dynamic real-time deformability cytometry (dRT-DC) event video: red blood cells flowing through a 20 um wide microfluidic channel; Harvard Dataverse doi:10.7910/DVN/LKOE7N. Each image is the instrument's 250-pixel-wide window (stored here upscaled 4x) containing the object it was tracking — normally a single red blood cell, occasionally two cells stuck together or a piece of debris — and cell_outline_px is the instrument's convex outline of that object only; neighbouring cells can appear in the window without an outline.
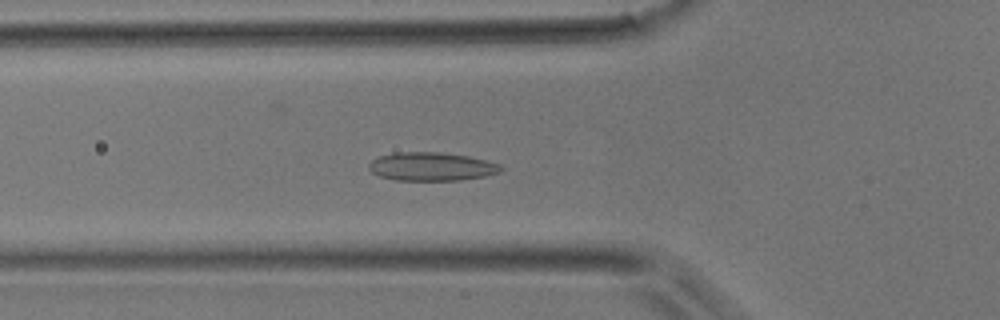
{"species": "common noctule bat (a hibernating species)", "species_latin": "Nyctalus noctula", "temperature_condition": "room temperature", "stored_images_in_passage": 46, "camera_frame_rate_fps": 3000, "um_per_image_px": 0.085, "animal": {"sex": "male", "body_mass_g": 17.9}, "frame": {"image": 1, "passage_image": 14, "time_ms": 4.333, "image_size_px": [1000, 320], "cell_outline_px": [[504, 168], [500, 172], [484, 176], [460, 180], [396, 180], [380, 176], [372, 172], [368, 168], [368, 164], [372, 160], [380, 156], [396, 152], [440, 152], [468, 156], [500, 164]], "centroid_in_image_um": [36.68, 14.15], "position_along_channel_um": 89.1, "area_um2": 21.79}}
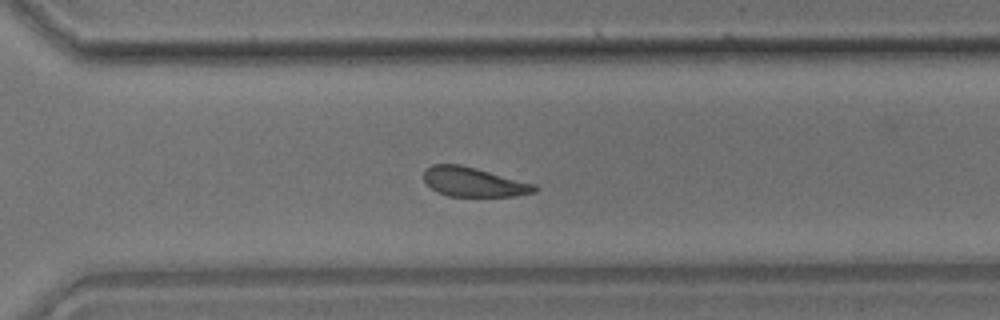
{"frame": {"image": 2, "passage_image": 31, "time_ms": 10.0, "image_size_px": [1000, 320], "cell_outline_px": [[536, 192], [516, 196], [448, 196], [436, 192], [424, 180], [424, 168], [432, 164], [460, 164], [476, 168], [536, 184]], "centroid_in_image_um": [40.24, 15.46], "position_along_channel_um": 330.4, "area_um2": 19.02}}
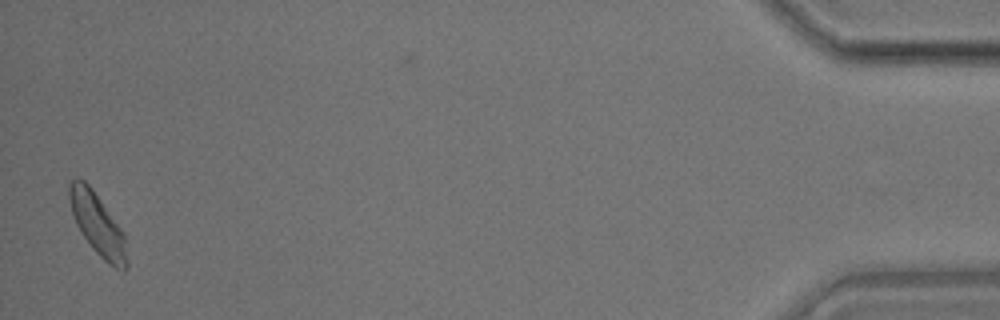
{"frame": {"image": 3, "passage_image": 44, "time_ms": 14.333, "image_size_px": [1000, 320], "cell_outline_px": [[128, 268], [124, 272], [108, 264], [92, 248], [76, 224], [68, 200], [68, 184], [72, 180], [84, 180], [92, 188], [124, 232], [128, 260]], "centroid_in_image_um": [8.32, 19.1], "position_along_channel_um": 426.9, "area_um2": 20.75}}